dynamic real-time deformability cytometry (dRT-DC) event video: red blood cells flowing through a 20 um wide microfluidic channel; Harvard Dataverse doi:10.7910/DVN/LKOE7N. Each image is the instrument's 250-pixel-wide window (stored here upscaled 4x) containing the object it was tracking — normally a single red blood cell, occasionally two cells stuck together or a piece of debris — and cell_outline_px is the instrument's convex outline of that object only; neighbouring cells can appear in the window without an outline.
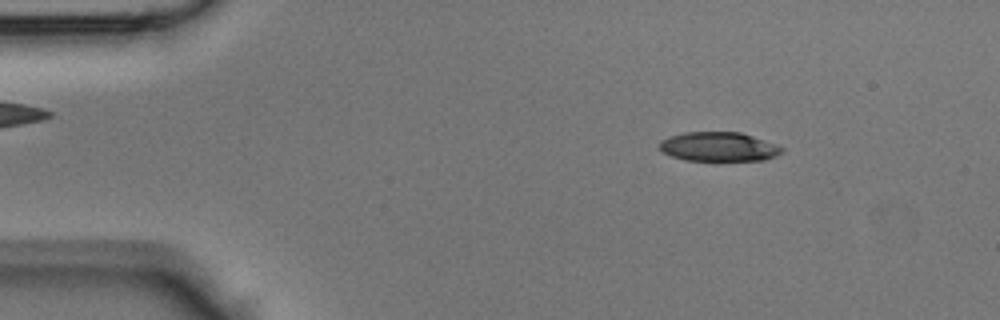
{"species": "Egyptian fruit bat (a non-hibernating species)", "species_latin": "Rousettus aegyptiacus", "temperature_condition": "room temperature", "stored_images_in_passage": 45, "camera_frame_rate_fps": 3000, "um_per_image_px": 0.085, "animal": {"sex": "male"}, "frame": {"image": 1, "passage_image": 7, "time_ms": 2.0, "image_size_px": [1000, 320], "cell_outline_px": [[784, 152], [776, 156], [764, 160], [684, 160], [672, 156], [664, 152], [660, 148], [660, 140], [684, 132], [740, 132], [752, 136], [784, 148]], "centroid_in_image_um": [61.1, 12.47], "position_along_channel_um": 23.9, "area_um2": 20.58}}
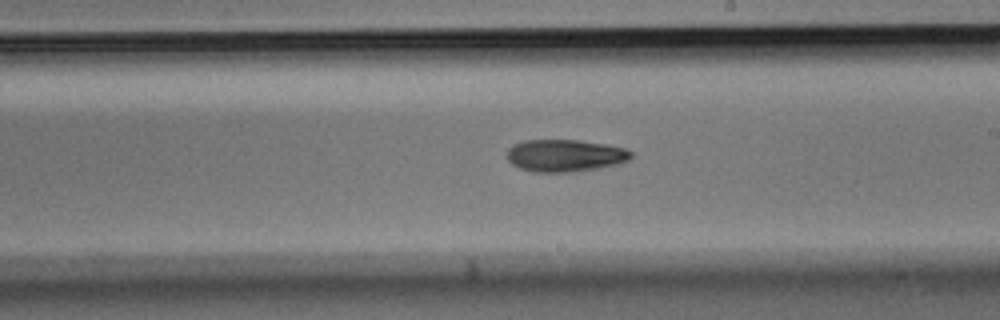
{"frame": {"image": 2, "passage_image": 26, "time_ms": 8.333, "image_size_px": [1000, 320], "cell_outline_px": [[632, 156], [628, 160], [616, 164], [596, 168], [564, 172], [536, 172], [520, 168], [512, 164], [508, 160], [508, 148], [512, 144], [524, 140], [576, 140], [604, 144], [624, 148], [632, 152]], "centroid_in_image_um": [47.99, 13.21], "position_along_channel_um": 241.0, "area_um2": 23.0}}
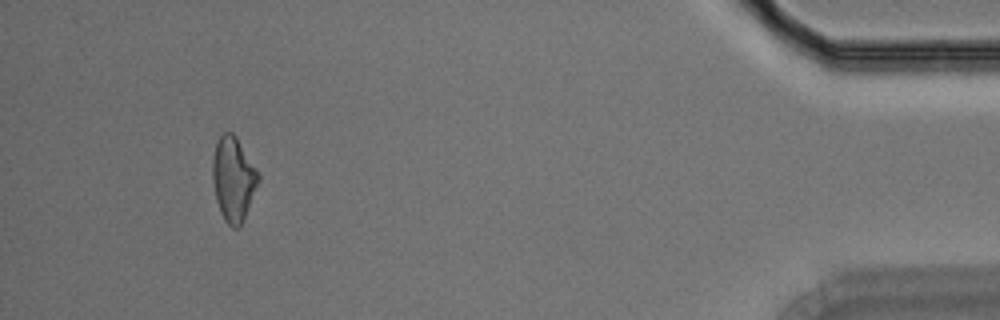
{"frame": {"image": 3, "passage_image": 42, "time_ms": 13.667, "image_size_px": [1000, 320], "cell_outline_px": [[260, 180], [240, 228], [232, 228], [224, 220], [220, 212], [216, 200], [212, 176], [212, 160], [216, 140], [224, 132], [232, 132], [236, 136], [260, 176]], "centroid_in_image_um": [19.82, 15.23], "position_along_channel_um": 415.4, "area_um2": 22.48}}